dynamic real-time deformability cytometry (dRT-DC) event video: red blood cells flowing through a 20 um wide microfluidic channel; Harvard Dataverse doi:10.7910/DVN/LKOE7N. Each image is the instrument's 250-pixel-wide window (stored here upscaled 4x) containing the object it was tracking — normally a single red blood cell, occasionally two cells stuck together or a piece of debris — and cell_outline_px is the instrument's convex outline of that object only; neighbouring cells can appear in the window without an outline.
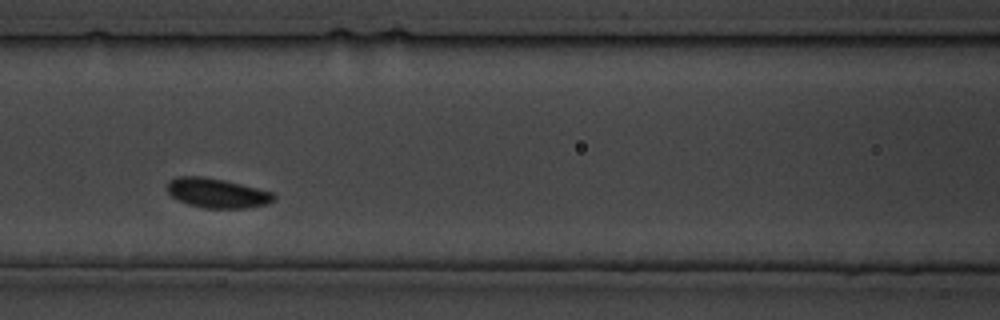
{"species": "common noctule bat (a hibernating species)", "species_latin": "Nyctalus noctula", "temperature_condition": "cold", "stored_images_in_passage": 26, "segment_of_instrument_passage": [1, 2], "camera_frame_rate_fps": 3000, "um_per_image_px": 0.085, "animal": {"sex": "male", "body_mass_g": 19.5, "forearm_length_mm": 54.6}, "frame": {"image": 1, "passage_image": 6, "time_ms": 5.667, "image_size_px": [1000, 320], "cell_outline_px": [[276, 200], [268, 204], [248, 208], [204, 208], [188, 204], [176, 200], [164, 188], [168, 180], [176, 176], [204, 176], [224, 180], [272, 192], [276, 196]], "centroid_in_image_um": [18.4, 16.41], "position_along_channel_um": 148.2, "area_um2": 18.67}}
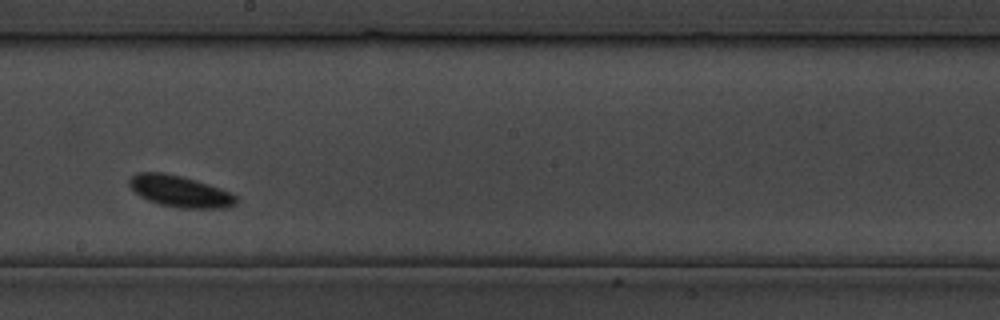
{"frame": {"image": 2, "passage_image": 10, "time_ms": 11.333, "image_size_px": [1000, 320], "cell_outline_px": [[236, 204], [224, 208], [180, 208], [160, 204], [148, 200], [140, 196], [128, 184], [128, 180], [136, 172], [164, 172], [184, 176], [232, 192], [236, 196]], "centroid_in_image_um": [15.29, 16.25], "position_along_channel_um": 232.9, "area_um2": 19.65}}
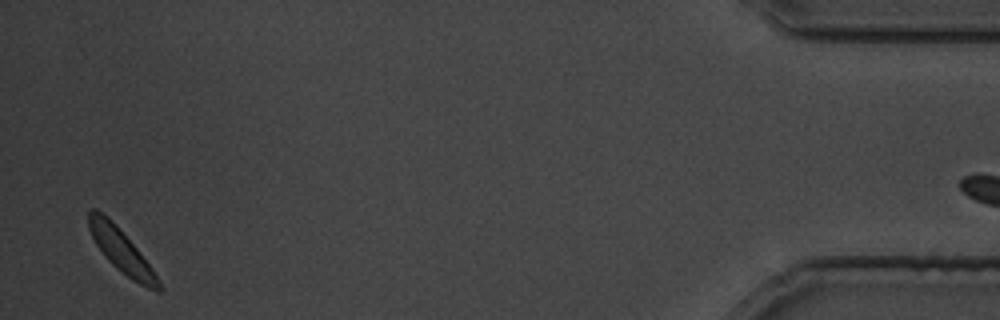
{"frame": {"image": 3, "passage_image": 25, "time_ms": 29.0, "image_size_px": [1000, 320], "cell_outline_px": [[160, 292], [156, 292], [132, 280], [116, 268], [104, 256], [96, 244], [88, 228], [88, 212], [92, 208], [96, 208], [112, 220], [116, 224], [136, 248], [152, 268], [160, 280]], "centroid_in_image_um": [10.29, 21.3], "position_along_channel_um": 424.9, "area_um2": 17.51}}